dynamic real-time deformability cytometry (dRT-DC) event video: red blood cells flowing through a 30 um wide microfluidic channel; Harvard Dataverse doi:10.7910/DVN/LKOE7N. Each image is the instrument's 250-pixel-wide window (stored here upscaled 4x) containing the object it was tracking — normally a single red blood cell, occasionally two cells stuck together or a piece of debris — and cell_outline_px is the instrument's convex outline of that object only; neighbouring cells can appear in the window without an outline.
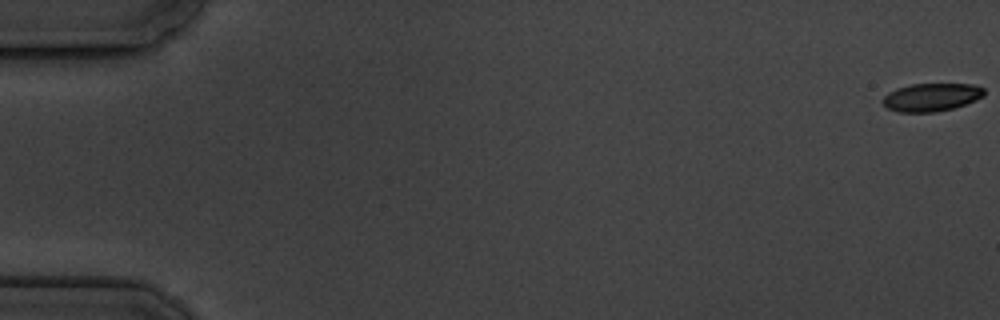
{"species": "common noctule bat (a hibernating species)", "species_latin": "Nyctalus noctula", "temperature_condition": "cold", "stored_images_in_passage": 6, "segment_of_instrument_passage": [1, 2], "camera_frame_rate_fps": 3000, "um_per_image_px": 0.085, "animal": {"sex": "male", "body_mass_g": 19.5, "forearm_length_mm": 54.6}, "frame": {"image": 1, "passage_image": 1, "time_ms": 0.0, "image_size_px": [1000, 320], "cell_outline_px": [[984, 96], [976, 100], [952, 108], [936, 112], [896, 112], [888, 108], [880, 100], [888, 92], [896, 88], [912, 84], [972, 84], [984, 88]], "centroid_in_image_um": [79.14, 8.26], "position_along_channel_um": 5.9, "area_um2": 16.59}}
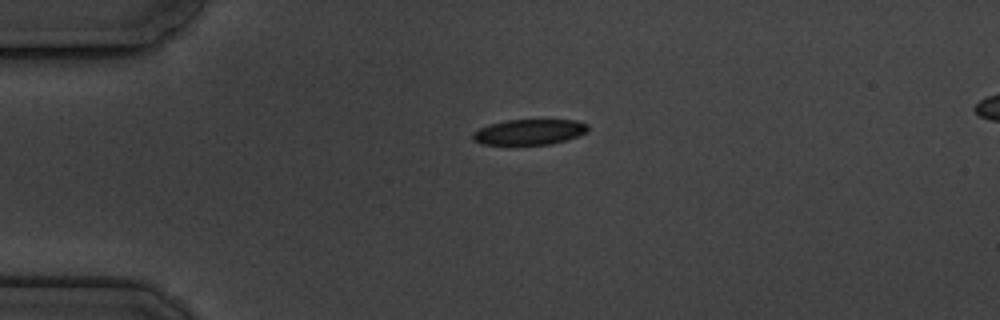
{"frame": {"image": 2, "passage_image": 4, "time_ms": 4.667, "image_size_px": [1000, 320], "cell_outline_px": [[588, 128], [584, 132], [576, 136], [564, 140], [548, 144], [480, 144], [472, 140], [472, 132], [488, 124], [508, 120], [576, 120], [588, 124]], "centroid_in_image_um": [44.93, 11.21], "position_along_channel_um": 40.1, "area_um2": 16.88}}